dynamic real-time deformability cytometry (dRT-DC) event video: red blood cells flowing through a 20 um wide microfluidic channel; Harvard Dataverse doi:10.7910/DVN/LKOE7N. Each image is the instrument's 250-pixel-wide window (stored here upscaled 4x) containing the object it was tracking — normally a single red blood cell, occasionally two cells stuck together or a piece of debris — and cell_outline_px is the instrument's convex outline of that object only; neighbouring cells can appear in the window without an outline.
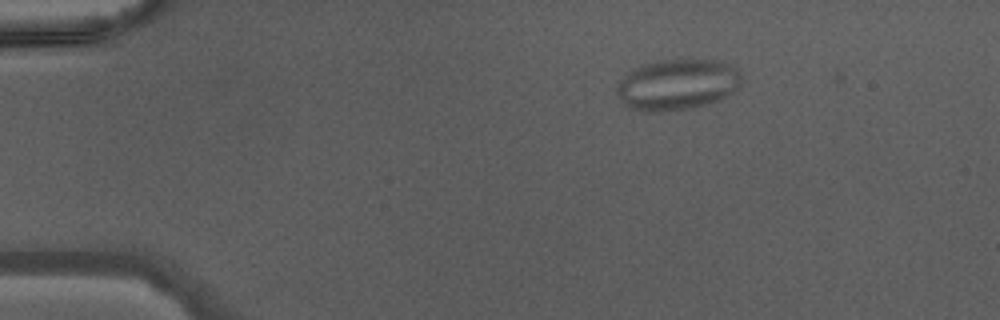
{"species": "Egyptian fruit bat (a non-hibernating species)", "species_latin": "Rousettus aegyptiacus", "temperature_condition": "warm", "stored_images_in_passage": 39, "camera_frame_rate_fps": 3000, "um_per_image_px": 0.085, "animal": {"sex": "male"}, "frame": {"image": 1, "passage_image": 1, "time_ms": 0.0, "image_size_px": [1000, 320], "cell_outline_px": [[740, 84], [728, 96], [720, 100], [708, 104], [692, 108], [664, 112], [648, 112], [628, 108], [620, 100], [616, 92], [616, 88], [620, 80], [632, 68], [644, 64], [660, 60], [720, 60], [732, 64], [740, 72]], "centroid_in_image_um": [57.56, 7.2], "position_along_channel_um": 27.4, "area_um2": 37.4}}
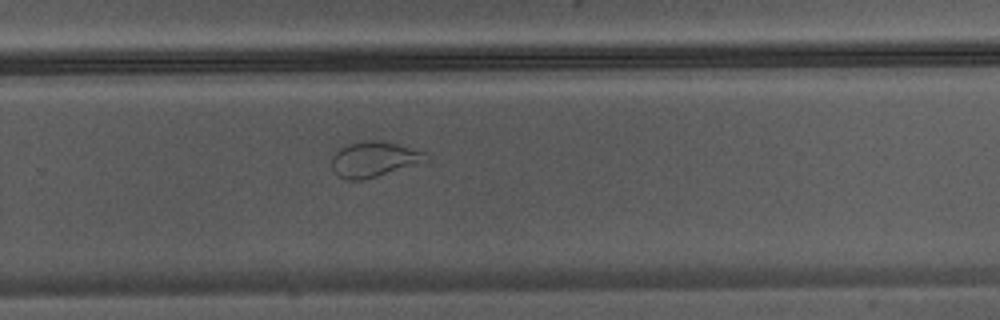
{"frame": {"image": 2, "passage_image": 24, "time_ms": 7.667, "image_size_px": [1000, 320], "cell_outline_px": [[432, 156], [428, 160], [364, 180], [348, 180], [340, 176], [332, 168], [332, 156], [340, 148], [348, 144], [364, 140], [380, 140], [396, 144], [424, 152]], "centroid_in_image_um": [31.78, 13.53], "position_along_channel_um": 298.0, "area_um2": 19.13}}
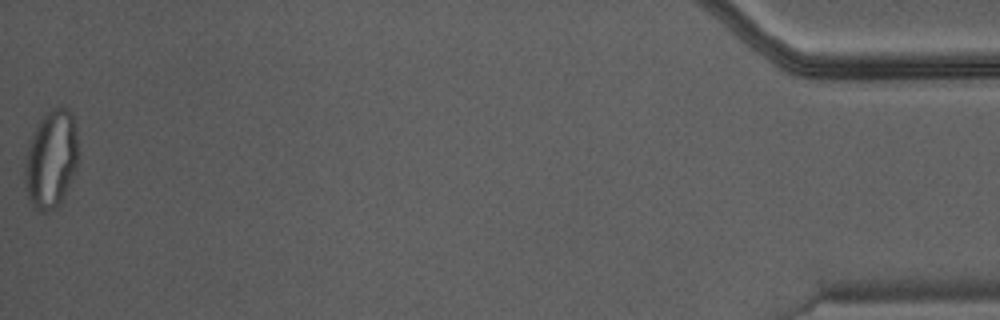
{"frame": {"image": 3, "passage_image": 39, "time_ms": 12.667, "image_size_px": [1000, 320], "cell_outline_px": [[76, 164], [60, 204], [48, 212], [40, 212], [32, 204], [28, 196], [24, 180], [24, 168], [28, 140], [40, 120], [56, 104], [64, 104], [72, 112], [76, 128]], "centroid_in_image_um": [4.31, 13.47], "position_along_channel_um": 430.9, "area_um2": 30.4}}